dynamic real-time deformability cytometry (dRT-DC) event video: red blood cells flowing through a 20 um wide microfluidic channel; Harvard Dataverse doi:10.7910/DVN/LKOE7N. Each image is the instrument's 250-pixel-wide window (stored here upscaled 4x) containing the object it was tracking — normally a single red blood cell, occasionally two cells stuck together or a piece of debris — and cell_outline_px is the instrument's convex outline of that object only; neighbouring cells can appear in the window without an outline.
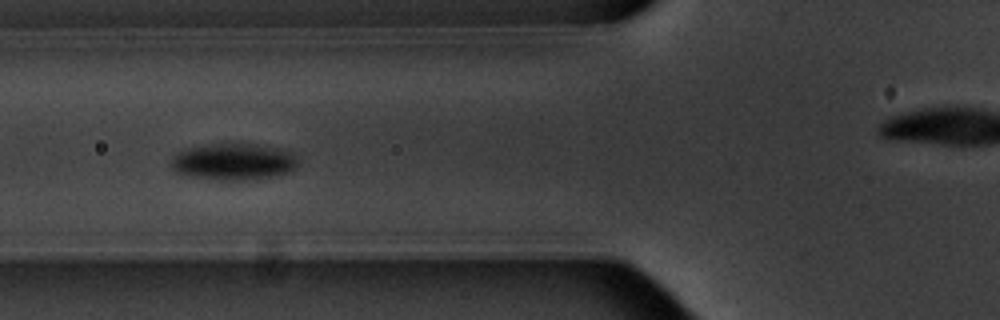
{"species": "common noctule bat (a hibernating species)", "species_latin": "Nyctalus noctula", "temperature_condition": "warm", "stored_images_in_passage": 8, "camera_frame_rate_fps": 3000, "um_per_image_px": 0.085, "animal": {"sex": "male", "body_mass_g": 20.1, "forearm_length_mm": 53.5}, "frame": {"image": 1, "passage_image": 6, "time_ms": 6.0, "image_size_px": [1000, 320], "cell_outline_px": [[296, 168], [288, 172], [276, 176], [244, 180], [220, 180], [192, 176], [176, 172], [172, 168], [172, 156], [188, 148], [204, 144], [232, 140], [284, 148], [292, 152], [296, 160]], "centroid_in_image_um": [19.88, 13.69], "position_along_channel_um": 105.9, "area_um2": 27.86}}